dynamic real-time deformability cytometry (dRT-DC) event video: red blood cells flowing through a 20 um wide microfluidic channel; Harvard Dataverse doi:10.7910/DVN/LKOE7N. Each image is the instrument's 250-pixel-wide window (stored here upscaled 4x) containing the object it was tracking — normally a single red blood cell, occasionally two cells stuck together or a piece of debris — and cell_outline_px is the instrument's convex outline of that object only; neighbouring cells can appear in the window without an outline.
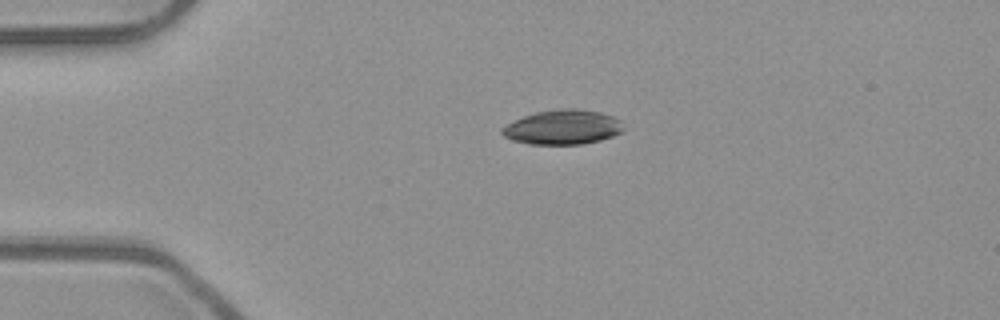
{"species": "common noctule bat (a hibernating species)", "species_latin": "Nyctalus noctula", "temperature_condition": "room temperature", "stored_images_in_passage": 41, "camera_frame_rate_fps": 3000, "um_per_image_px": 0.085, "animal": {"sex": "male", "body_mass_g": 23.1, "forearm_length_mm": 52.7}, "frame": {"image": 1, "passage_image": 1, "time_ms": 0.0, "image_size_px": [1000, 320], "cell_outline_px": [[624, 128], [620, 132], [612, 136], [600, 140], [580, 144], [528, 144], [512, 140], [504, 136], [500, 132], [500, 128], [524, 116], [536, 112], [560, 108], [576, 108], [600, 112], [612, 116], [620, 120]], "centroid_in_image_um": [47.82, 10.81], "position_along_channel_um": 37.2, "area_um2": 24.39}}
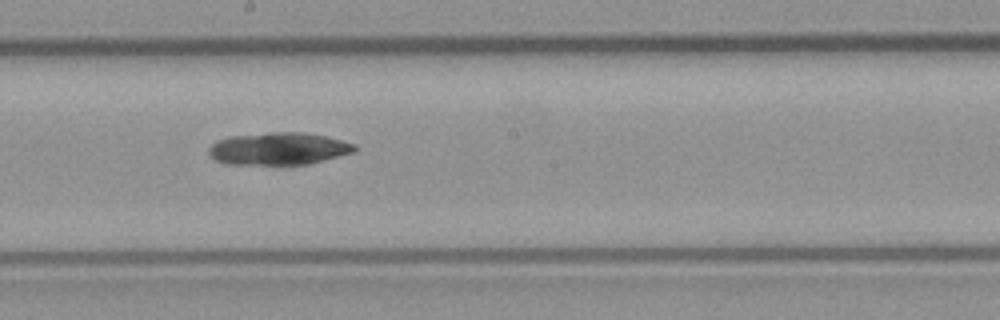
{"frame": {"image": 2, "passage_image": 18, "time_ms": 5.667, "image_size_px": [1000, 320], "cell_outline_px": [[356, 148], [352, 152], [308, 164], [224, 164], [208, 156], [208, 148], [216, 140], [228, 136], [268, 132], [304, 132], [324, 136], [356, 144]], "centroid_in_image_um": [23.59, 12.63], "position_along_channel_um": 224.6, "area_um2": 27.51}}
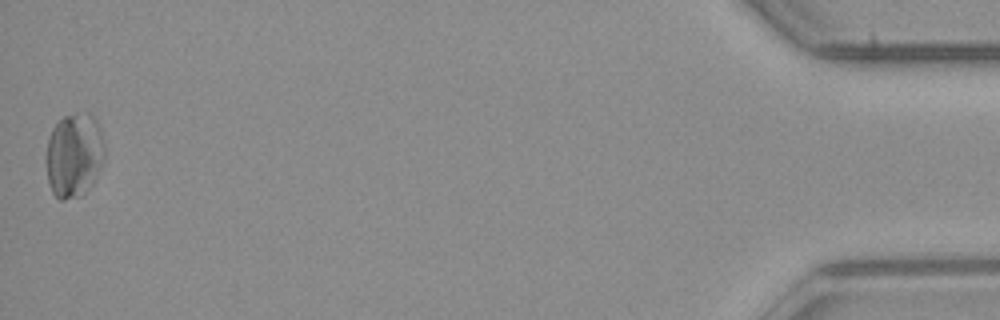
{"frame": {"image": 3, "passage_image": 41, "time_ms": 13.333, "image_size_px": [1000, 320], "cell_outline_px": [[104, 160], [92, 184], [76, 196], [64, 200], [60, 200], [52, 192], [48, 180], [44, 160], [48, 140], [52, 128], [64, 116], [76, 112], [92, 112], [96, 116], [100, 128], [104, 144]], "centroid_in_image_um": [6.29, 13.12], "position_along_channel_um": 428.9, "area_um2": 29.07}, "authors_computed_cell_mechanics": {"area_um2": 27.5128, "velocity_mm_per_s": 3.9571, "shape_relaxation_time_tau1_ms": 9.8283, "shape_relaxation_time_tau2_ms": null, "deformation_change_tau1": 0.1274, "deformation_change_tau2": null}}